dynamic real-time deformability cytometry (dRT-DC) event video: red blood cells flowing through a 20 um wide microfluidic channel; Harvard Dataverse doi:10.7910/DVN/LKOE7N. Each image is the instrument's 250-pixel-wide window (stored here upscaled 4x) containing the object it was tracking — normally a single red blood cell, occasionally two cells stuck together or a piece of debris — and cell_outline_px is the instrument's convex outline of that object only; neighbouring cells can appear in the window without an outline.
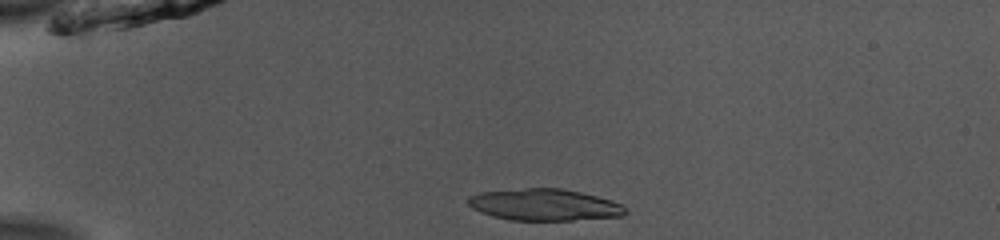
{"species": "common noctule bat (a hibernating species)", "species_latin": "Nyctalus noctula", "temperature_condition": "room temperature", "stored_images_in_passage": 39, "camera_frame_rate_fps": 3000, "um_per_image_px": 0.085, "animal": {"sex": "male", "body_mass_g": 13.0, "forearm_length_mm": 53.1}, "frame": {"image": 1, "passage_image": 1, "time_ms": 0.0, "image_size_px": [1000, 240], "cell_outline_px": [[628, 212], [624, 216], [572, 220], [508, 220], [492, 216], [480, 212], [472, 208], [468, 204], [468, 196], [480, 192], [528, 188], [560, 188], [580, 192], [612, 200], [624, 204]], "centroid_in_image_um": [46.3, 17.41], "position_along_channel_um": 38.7, "area_um2": 29.19}}